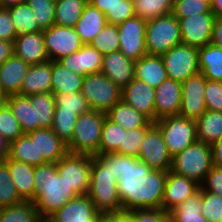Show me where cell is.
Instances as JSON below:
<instances>
[{
	"label": "cell",
	"instance_id": "cell-1",
	"mask_svg": "<svg viewBox=\"0 0 222 222\" xmlns=\"http://www.w3.org/2000/svg\"><path fill=\"white\" fill-rule=\"evenodd\" d=\"M118 180L122 213L135 209L161 208L167 171L152 170L136 157L109 153L102 155Z\"/></svg>",
	"mask_w": 222,
	"mask_h": 222
},
{
	"label": "cell",
	"instance_id": "cell-2",
	"mask_svg": "<svg viewBox=\"0 0 222 222\" xmlns=\"http://www.w3.org/2000/svg\"><path fill=\"white\" fill-rule=\"evenodd\" d=\"M35 195L32 202L39 217L52 215L69 200L78 197L58 174L56 163L34 166Z\"/></svg>",
	"mask_w": 222,
	"mask_h": 222
},
{
	"label": "cell",
	"instance_id": "cell-3",
	"mask_svg": "<svg viewBox=\"0 0 222 222\" xmlns=\"http://www.w3.org/2000/svg\"><path fill=\"white\" fill-rule=\"evenodd\" d=\"M118 180L111 171V164L102 156H92L88 196L100 214L122 213Z\"/></svg>",
	"mask_w": 222,
	"mask_h": 222
},
{
	"label": "cell",
	"instance_id": "cell-4",
	"mask_svg": "<svg viewBox=\"0 0 222 222\" xmlns=\"http://www.w3.org/2000/svg\"><path fill=\"white\" fill-rule=\"evenodd\" d=\"M106 113L91 110L77 117L72 139L66 144L68 153L98 155Z\"/></svg>",
	"mask_w": 222,
	"mask_h": 222
},
{
	"label": "cell",
	"instance_id": "cell-5",
	"mask_svg": "<svg viewBox=\"0 0 222 222\" xmlns=\"http://www.w3.org/2000/svg\"><path fill=\"white\" fill-rule=\"evenodd\" d=\"M213 167L211 145L196 141L172 157L171 171L202 184Z\"/></svg>",
	"mask_w": 222,
	"mask_h": 222
},
{
	"label": "cell",
	"instance_id": "cell-6",
	"mask_svg": "<svg viewBox=\"0 0 222 222\" xmlns=\"http://www.w3.org/2000/svg\"><path fill=\"white\" fill-rule=\"evenodd\" d=\"M145 42L147 54L160 56L182 44L178 19L171 13L146 21Z\"/></svg>",
	"mask_w": 222,
	"mask_h": 222
},
{
	"label": "cell",
	"instance_id": "cell-7",
	"mask_svg": "<svg viewBox=\"0 0 222 222\" xmlns=\"http://www.w3.org/2000/svg\"><path fill=\"white\" fill-rule=\"evenodd\" d=\"M161 131L169 154L173 157L197 141L196 123L181 116H167L154 123Z\"/></svg>",
	"mask_w": 222,
	"mask_h": 222
},
{
	"label": "cell",
	"instance_id": "cell-8",
	"mask_svg": "<svg viewBox=\"0 0 222 222\" xmlns=\"http://www.w3.org/2000/svg\"><path fill=\"white\" fill-rule=\"evenodd\" d=\"M81 92L92 110L104 113L121 101L122 94V90L101 72L85 76Z\"/></svg>",
	"mask_w": 222,
	"mask_h": 222
},
{
	"label": "cell",
	"instance_id": "cell-9",
	"mask_svg": "<svg viewBox=\"0 0 222 222\" xmlns=\"http://www.w3.org/2000/svg\"><path fill=\"white\" fill-rule=\"evenodd\" d=\"M92 156L67 153L57 163L58 174L78 196L87 195L90 188Z\"/></svg>",
	"mask_w": 222,
	"mask_h": 222
},
{
	"label": "cell",
	"instance_id": "cell-10",
	"mask_svg": "<svg viewBox=\"0 0 222 222\" xmlns=\"http://www.w3.org/2000/svg\"><path fill=\"white\" fill-rule=\"evenodd\" d=\"M169 79L183 82L200 73L198 48L180 44L161 55Z\"/></svg>",
	"mask_w": 222,
	"mask_h": 222
},
{
	"label": "cell",
	"instance_id": "cell-11",
	"mask_svg": "<svg viewBox=\"0 0 222 222\" xmlns=\"http://www.w3.org/2000/svg\"><path fill=\"white\" fill-rule=\"evenodd\" d=\"M137 158L152 170H171L172 156L168 152L160 129L154 123L145 131Z\"/></svg>",
	"mask_w": 222,
	"mask_h": 222
},
{
	"label": "cell",
	"instance_id": "cell-12",
	"mask_svg": "<svg viewBox=\"0 0 222 222\" xmlns=\"http://www.w3.org/2000/svg\"><path fill=\"white\" fill-rule=\"evenodd\" d=\"M43 38L50 61H58L62 57L73 54L83 46L74 27L52 25L43 30Z\"/></svg>",
	"mask_w": 222,
	"mask_h": 222
},
{
	"label": "cell",
	"instance_id": "cell-13",
	"mask_svg": "<svg viewBox=\"0 0 222 222\" xmlns=\"http://www.w3.org/2000/svg\"><path fill=\"white\" fill-rule=\"evenodd\" d=\"M119 31V50L128 58L137 61L147 54L145 31L146 21L138 16L127 19L117 26Z\"/></svg>",
	"mask_w": 222,
	"mask_h": 222
},
{
	"label": "cell",
	"instance_id": "cell-14",
	"mask_svg": "<svg viewBox=\"0 0 222 222\" xmlns=\"http://www.w3.org/2000/svg\"><path fill=\"white\" fill-rule=\"evenodd\" d=\"M215 18L216 16L213 13H201L187 18H177L182 44L198 49L209 44Z\"/></svg>",
	"mask_w": 222,
	"mask_h": 222
},
{
	"label": "cell",
	"instance_id": "cell-15",
	"mask_svg": "<svg viewBox=\"0 0 222 222\" xmlns=\"http://www.w3.org/2000/svg\"><path fill=\"white\" fill-rule=\"evenodd\" d=\"M207 78L201 73L182 82V103L179 116L196 120L206 111L205 86Z\"/></svg>",
	"mask_w": 222,
	"mask_h": 222
},
{
	"label": "cell",
	"instance_id": "cell-16",
	"mask_svg": "<svg viewBox=\"0 0 222 222\" xmlns=\"http://www.w3.org/2000/svg\"><path fill=\"white\" fill-rule=\"evenodd\" d=\"M199 189L200 184L196 181L168 170L161 209L170 213Z\"/></svg>",
	"mask_w": 222,
	"mask_h": 222
},
{
	"label": "cell",
	"instance_id": "cell-17",
	"mask_svg": "<svg viewBox=\"0 0 222 222\" xmlns=\"http://www.w3.org/2000/svg\"><path fill=\"white\" fill-rule=\"evenodd\" d=\"M121 100L155 123V88L134 78L122 89Z\"/></svg>",
	"mask_w": 222,
	"mask_h": 222
},
{
	"label": "cell",
	"instance_id": "cell-18",
	"mask_svg": "<svg viewBox=\"0 0 222 222\" xmlns=\"http://www.w3.org/2000/svg\"><path fill=\"white\" fill-rule=\"evenodd\" d=\"M182 83L164 80L155 89V122L167 116H178L182 103Z\"/></svg>",
	"mask_w": 222,
	"mask_h": 222
},
{
	"label": "cell",
	"instance_id": "cell-19",
	"mask_svg": "<svg viewBox=\"0 0 222 222\" xmlns=\"http://www.w3.org/2000/svg\"><path fill=\"white\" fill-rule=\"evenodd\" d=\"M101 73L122 90L135 78V61L120 50L103 55Z\"/></svg>",
	"mask_w": 222,
	"mask_h": 222
},
{
	"label": "cell",
	"instance_id": "cell-20",
	"mask_svg": "<svg viewBox=\"0 0 222 222\" xmlns=\"http://www.w3.org/2000/svg\"><path fill=\"white\" fill-rule=\"evenodd\" d=\"M14 55L30 65L49 61L43 31L17 35L13 42Z\"/></svg>",
	"mask_w": 222,
	"mask_h": 222
},
{
	"label": "cell",
	"instance_id": "cell-21",
	"mask_svg": "<svg viewBox=\"0 0 222 222\" xmlns=\"http://www.w3.org/2000/svg\"><path fill=\"white\" fill-rule=\"evenodd\" d=\"M35 141L37 149V159H45L48 163H57L67 153V145L63 142L51 128H41L26 133Z\"/></svg>",
	"mask_w": 222,
	"mask_h": 222
},
{
	"label": "cell",
	"instance_id": "cell-22",
	"mask_svg": "<svg viewBox=\"0 0 222 222\" xmlns=\"http://www.w3.org/2000/svg\"><path fill=\"white\" fill-rule=\"evenodd\" d=\"M100 213L88 195L69 200L51 216L59 222H97Z\"/></svg>",
	"mask_w": 222,
	"mask_h": 222
},
{
	"label": "cell",
	"instance_id": "cell-23",
	"mask_svg": "<svg viewBox=\"0 0 222 222\" xmlns=\"http://www.w3.org/2000/svg\"><path fill=\"white\" fill-rule=\"evenodd\" d=\"M30 68L14 54L0 65V90L8 97L20 95L23 80Z\"/></svg>",
	"mask_w": 222,
	"mask_h": 222
},
{
	"label": "cell",
	"instance_id": "cell-24",
	"mask_svg": "<svg viewBox=\"0 0 222 222\" xmlns=\"http://www.w3.org/2000/svg\"><path fill=\"white\" fill-rule=\"evenodd\" d=\"M52 61L42 64L30 65L23 80L20 95L30 96L33 94L51 92Z\"/></svg>",
	"mask_w": 222,
	"mask_h": 222
},
{
	"label": "cell",
	"instance_id": "cell-25",
	"mask_svg": "<svg viewBox=\"0 0 222 222\" xmlns=\"http://www.w3.org/2000/svg\"><path fill=\"white\" fill-rule=\"evenodd\" d=\"M135 78L156 89L168 79L162 57L146 54L135 61Z\"/></svg>",
	"mask_w": 222,
	"mask_h": 222
},
{
	"label": "cell",
	"instance_id": "cell-26",
	"mask_svg": "<svg viewBox=\"0 0 222 222\" xmlns=\"http://www.w3.org/2000/svg\"><path fill=\"white\" fill-rule=\"evenodd\" d=\"M3 162L8 166L11 178L16 186L19 196L24 201H34V166L5 158Z\"/></svg>",
	"mask_w": 222,
	"mask_h": 222
},
{
	"label": "cell",
	"instance_id": "cell-27",
	"mask_svg": "<svg viewBox=\"0 0 222 222\" xmlns=\"http://www.w3.org/2000/svg\"><path fill=\"white\" fill-rule=\"evenodd\" d=\"M106 24L105 14L88 3L74 28L83 45H86L93 41Z\"/></svg>",
	"mask_w": 222,
	"mask_h": 222
},
{
	"label": "cell",
	"instance_id": "cell-28",
	"mask_svg": "<svg viewBox=\"0 0 222 222\" xmlns=\"http://www.w3.org/2000/svg\"><path fill=\"white\" fill-rule=\"evenodd\" d=\"M106 117L120 125L125 130L149 128L153 122L144 114L138 112L122 100L116 103L107 113Z\"/></svg>",
	"mask_w": 222,
	"mask_h": 222
},
{
	"label": "cell",
	"instance_id": "cell-29",
	"mask_svg": "<svg viewBox=\"0 0 222 222\" xmlns=\"http://www.w3.org/2000/svg\"><path fill=\"white\" fill-rule=\"evenodd\" d=\"M89 3L105 14L108 24L118 26L136 16L133 0H89Z\"/></svg>",
	"mask_w": 222,
	"mask_h": 222
},
{
	"label": "cell",
	"instance_id": "cell-30",
	"mask_svg": "<svg viewBox=\"0 0 222 222\" xmlns=\"http://www.w3.org/2000/svg\"><path fill=\"white\" fill-rule=\"evenodd\" d=\"M83 80L84 76L72 72L58 61H52L51 92L54 95L80 92Z\"/></svg>",
	"mask_w": 222,
	"mask_h": 222
},
{
	"label": "cell",
	"instance_id": "cell-31",
	"mask_svg": "<svg viewBox=\"0 0 222 222\" xmlns=\"http://www.w3.org/2000/svg\"><path fill=\"white\" fill-rule=\"evenodd\" d=\"M200 73L211 81L222 82V47L212 43L198 49Z\"/></svg>",
	"mask_w": 222,
	"mask_h": 222
},
{
	"label": "cell",
	"instance_id": "cell-32",
	"mask_svg": "<svg viewBox=\"0 0 222 222\" xmlns=\"http://www.w3.org/2000/svg\"><path fill=\"white\" fill-rule=\"evenodd\" d=\"M6 104L16 117L24 134L40 129L39 123H35L34 107L28 96L19 94L8 96Z\"/></svg>",
	"mask_w": 222,
	"mask_h": 222
},
{
	"label": "cell",
	"instance_id": "cell-33",
	"mask_svg": "<svg viewBox=\"0 0 222 222\" xmlns=\"http://www.w3.org/2000/svg\"><path fill=\"white\" fill-rule=\"evenodd\" d=\"M195 123L197 141L212 145L222 137V112L206 110Z\"/></svg>",
	"mask_w": 222,
	"mask_h": 222
},
{
	"label": "cell",
	"instance_id": "cell-34",
	"mask_svg": "<svg viewBox=\"0 0 222 222\" xmlns=\"http://www.w3.org/2000/svg\"><path fill=\"white\" fill-rule=\"evenodd\" d=\"M7 158L32 166H40L48 163L45 159H37L35 141H31L26 134L9 143Z\"/></svg>",
	"mask_w": 222,
	"mask_h": 222
},
{
	"label": "cell",
	"instance_id": "cell-35",
	"mask_svg": "<svg viewBox=\"0 0 222 222\" xmlns=\"http://www.w3.org/2000/svg\"><path fill=\"white\" fill-rule=\"evenodd\" d=\"M126 130L105 117L98 155L118 153L123 155V139Z\"/></svg>",
	"mask_w": 222,
	"mask_h": 222
},
{
	"label": "cell",
	"instance_id": "cell-36",
	"mask_svg": "<svg viewBox=\"0 0 222 222\" xmlns=\"http://www.w3.org/2000/svg\"><path fill=\"white\" fill-rule=\"evenodd\" d=\"M170 214L171 222H208L201 210V186L197 192L174 208Z\"/></svg>",
	"mask_w": 222,
	"mask_h": 222
},
{
	"label": "cell",
	"instance_id": "cell-37",
	"mask_svg": "<svg viewBox=\"0 0 222 222\" xmlns=\"http://www.w3.org/2000/svg\"><path fill=\"white\" fill-rule=\"evenodd\" d=\"M89 0H56L55 25L75 27Z\"/></svg>",
	"mask_w": 222,
	"mask_h": 222
},
{
	"label": "cell",
	"instance_id": "cell-38",
	"mask_svg": "<svg viewBox=\"0 0 222 222\" xmlns=\"http://www.w3.org/2000/svg\"><path fill=\"white\" fill-rule=\"evenodd\" d=\"M34 107L35 123L41 128H51L55 113V99L52 92L28 96Z\"/></svg>",
	"mask_w": 222,
	"mask_h": 222
},
{
	"label": "cell",
	"instance_id": "cell-39",
	"mask_svg": "<svg viewBox=\"0 0 222 222\" xmlns=\"http://www.w3.org/2000/svg\"><path fill=\"white\" fill-rule=\"evenodd\" d=\"M8 9L17 35L43 31L27 2L8 7Z\"/></svg>",
	"mask_w": 222,
	"mask_h": 222
},
{
	"label": "cell",
	"instance_id": "cell-40",
	"mask_svg": "<svg viewBox=\"0 0 222 222\" xmlns=\"http://www.w3.org/2000/svg\"><path fill=\"white\" fill-rule=\"evenodd\" d=\"M135 14L148 21L173 12L172 0H133Z\"/></svg>",
	"mask_w": 222,
	"mask_h": 222
},
{
	"label": "cell",
	"instance_id": "cell-41",
	"mask_svg": "<svg viewBox=\"0 0 222 222\" xmlns=\"http://www.w3.org/2000/svg\"><path fill=\"white\" fill-rule=\"evenodd\" d=\"M0 222H40V217L35 205L31 201H24L0 208Z\"/></svg>",
	"mask_w": 222,
	"mask_h": 222
},
{
	"label": "cell",
	"instance_id": "cell-42",
	"mask_svg": "<svg viewBox=\"0 0 222 222\" xmlns=\"http://www.w3.org/2000/svg\"><path fill=\"white\" fill-rule=\"evenodd\" d=\"M24 202L19 196L11 178L8 166L0 162V208L17 205Z\"/></svg>",
	"mask_w": 222,
	"mask_h": 222
},
{
	"label": "cell",
	"instance_id": "cell-43",
	"mask_svg": "<svg viewBox=\"0 0 222 222\" xmlns=\"http://www.w3.org/2000/svg\"><path fill=\"white\" fill-rule=\"evenodd\" d=\"M90 45L103 55L119 51L120 40L117 26L107 23Z\"/></svg>",
	"mask_w": 222,
	"mask_h": 222
},
{
	"label": "cell",
	"instance_id": "cell-44",
	"mask_svg": "<svg viewBox=\"0 0 222 222\" xmlns=\"http://www.w3.org/2000/svg\"><path fill=\"white\" fill-rule=\"evenodd\" d=\"M55 108L61 111L75 112L78 116L91 111V107L82 92L55 94Z\"/></svg>",
	"mask_w": 222,
	"mask_h": 222
},
{
	"label": "cell",
	"instance_id": "cell-45",
	"mask_svg": "<svg viewBox=\"0 0 222 222\" xmlns=\"http://www.w3.org/2000/svg\"><path fill=\"white\" fill-rule=\"evenodd\" d=\"M77 117L75 112L61 111V108H55L51 129L66 144L72 139Z\"/></svg>",
	"mask_w": 222,
	"mask_h": 222
},
{
	"label": "cell",
	"instance_id": "cell-46",
	"mask_svg": "<svg viewBox=\"0 0 222 222\" xmlns=\"http://www.w3.org/2000/svg\"><path fill=\"white\" fill-rule=\"evenodd\" d=\"M42 30L55 25L56 0H26Z\"/></svg>",
	"mask_w": 222,
	"mask_h": 222
},
{
	"label": "cell",
	"instance_id": "cell-47",
	"mask_svg": "<svg viewBox=\"0 0 222 222\" xmlns=\"http://www.w3.org/2000/svg\"><path fill=\"white\" fill-rule=\"evenodd\" d=\"M201 210L208 222H221L222 197L201 187Z\"/></svg>",
	"mask_w": 222,
	"mask_h": 222
},
{
	"label": "cell",
	"instance_id": "cell-48",
	"mask_svg": "<svg viewBox=\"0 0 222 222\" xmlns=\"http://www.w3.org/2000/svg\"><path fill=\"white\" fill-rule=\"evenodd\" d=\"M0 134L8 143L15 141L24 134L7 104L0 108Z\"/></svg>",
	"mask_w": 222,
	"mask_h": 222
},
{
	"label": "cell",
	"instance_id": "cell-49",
	"mask_svg": "<svg viewBox=\"0 0 222 222\" xmlns=\"http://www.w3.org/2000/svg\"><path fill=\"white\" fill-rule=\"evenodd\" d=\"M201 13H212L207 0H179L174 3L172 14L176 18H187Z\"/></svg>",
	"mask_w": 222,
	"mask_h": 222
},
{
	"label": "cell",
	"instance_id": "cell-50",
	"mask_svg": "<svg viewBox=\"0 0 222 222\" xmlns=\"http://www.w3.org/2000/svg\"><path fill=\"white\" fill-rule=\"evenodd\" d=\"M126 213L133 222H171V214L161 208L135 209Z\"/></svg>",
	"mask_w": 222,
	"mask_h": 222
},
{
	"label": "cell",
	"instance_id": "cell-51",
	"mask_svg": "<svg viewBox=\"0 0 222 222\" xmlns=\"http://www.w3.org/2000/svg\"><path fill=\"white\" fill-rule=\"evenodd\" d=\"M204 97L206 110L222 112V82L207 80Z\"/></svg>",
	"mask_w": 222,
	"mask_h": 222
},
{
	"label": "cell",
	"instance_id": "cell-52",
	"mask_svg": "<svg viewBox=\"0 0 222 222\" xmlns=\"http://www.w3.org/2000/svg\"><path fill=\"white\" fill-rule=\"evenodd\" d=\"M147 129L148 128L126 130L123 139V155L138 157V152Z\"/></svg>",
	"mask_w": 222,
	"mask_h": 222
},
{
	"label": "cell",
	"instance_id": "cell-53",
	"mask_svg": "<svg viewBox=\"0 0 222 222\" xmlns=\"http://www.w3.org/2000/svg\"><path fill=\"white\" fill-rule=\"evenodd\" d=\"M103 54L90 44L84 45L85 76L100 73Z\"/></svg>",
	"mask_w": 222,
	"mask_h": 222
},
{
	"label": "cell",
	"instance_id": "cell-54",
	"mask_svg": "<svg viewBox=\"0 0 222 222\" xmlns=\"http://www.w3.org/2000/svg\"><path fill=\"white\" fill-rule=\"evenodd\" d=\"M64 67L85 77L84 45L71 55L58 60Z\"/></svg>",
	"mask_w": 222,
	"mask_h": 222
},
{
	"label": "cell",
	"instance_id": "cell-55",
	"mask_svg": "<svg viewBox=\"0 0 222 222\" xmlns=\"http://www.w3.org/2000/svg\"><path fill=\"white\" fill-rule=\"evenodd\" d=\"M200 186L222 197V168L213 166Z\"/></svg>",
	"mask_w": 222,
	"mask_h": 222
},
{
	"label": "cell",
	"instance_id": "cell-56",
	"mask_svg": "<svg viewBox=\"0 0 222 222\" xmlns=\"http://www.w3.org/2000/svg\"><path fill=\"white\" fill-rule=\"evenodd\" d=\"M16 30L8 8L0 7V40L12 41L16 38Z\"/></svg>",
	"mask_w": 222,
	"mask_h": 222
},
{
	"label": "cell",
	"instance_id": "cell-57",
	"mask_svg": "<svg viewBox=\"0 0 222 222\" xmlns=\"http://www.w3.org/2000/svg\"><path fill=\"white\" fill-rule=\"evenodd\" d=\"M210 43L222 47V17H216Z\"/></svg>",
	"mask_w": 222,
	"mask_h": 222
},
{
	"label": "cell",
	"instance_id": "cell-58",
	"mask_svg": "<svg viewBox=\"0 0 222 222\" xmlns=\"http://www.w3.org/2000/svg\"><path fill=\"white\" fill-rule=\"evenodd\" d=\"M211 149L213 166L222 168V137L211 145Z\"/></svg>",
	"mask_w": 222,
	"mask_h": 222
},
{
	"label": "cell",
	"instance_id": "cell-59",
	"mask_svg": "<svg viewBox=\"0 0 222 222\" xmlns=\"http://www.w3.org/2000/svg\"><path fill=\"white\" fill-rule=\"evenodd\" d=\"M14 54L13 42L0 40V65Z\"/></svg>",
	"mask_w": 222,
	"mask_h": 222
},
{
	"label": "cell",
	"instance_id": "cell-60",
	"mask_svg": "<svg viewBox=\"0 0 222 222\" xmlns=\"http://www.w3.org/2000/svg\"><path fill=\"white\" fill-rule=\"evenodd\" d=\"M97 222H121V213L101 214Z\"/></svg>",
	"mask_w": 222,
	"mask_h": 222
},
{
	"label": "cell",
	"instance_id": "cell-61",
	"mask_svg": "<svg viewBox=\"0 0 222 222\" xmlns=\"http://www.w3.org/2000/svg\"><path fill=\"white\" fill-rule=\"evenodd\" d=\"M9 143L0 134V161H3L8 156Z\"/></svg>",
	"mask_w": 222,
	"mask_h": 222
},
{
	"label": "cell",
	"instance_id": "cell-62",
	"mask_svg": "<svg viewBox=\"0 0 222 222\" xmlns=\"http://www.w3.org/2000/svg\"><path fill=\"white\" fill-rule=\"evenodd\" d=\"M211 12L216 17H222V0H213L211 2Z\"/></svg>",
	"mask_w": 222,
	"mask_h": 222
},
{
	"label": "cell",
	"instance_id": "cell-63",
	"mask_svg": "<svg viewBox=\"0 0 222 222\" xmlns=\"http://www.w3.org/2000/svg\"><path fill=\"white\" fill-rule=\"evenodd\" d=\"M25 2L26 0H0V5L2 8H8Z\"/></svg>",
	"mask_w": 222,
	"mask_h": 222
},
{
	"label": "cell",
	"instance_id": "cell-64",
	"mask_svg": "<svg viewBox=\"0 0 222 222\" xmlns=\"http://www.w3.org/2000/svg\"><path fill=\"white\" fill-rule=\"evenodd\" d=\"M40 222H59V221L54 219L51 215H48V216L41 217Z\"/></svg>",
	"mask_w": 222,
	"mask_h": 222
},
{
	"label": "cell",
	"instance_id": "cell-65",
	"mask_svg": "<svg viewBox=\"0 0 222 222\" xmlns=\"http://www.w3.org/2000/svg\"><path fill=\"white\" fill-rule=\"evenodd\" d=\"M7 96L0 90V108L6 104Z\"/></svg>",
	"mask_w": 222,
	"mask_h": 222
},
{
	"label": "cell",
	"instance_id": "cell-66",
	"mask_svg": "<svg viewBox=\"0 0 222 222\" xmlns=\"http://www.w3.org/2000/svg\"><path fill=\"white\" fill-rule=\"evenodd\" d=\"M121 222H133L126 212L121 213Z\"/></svg>",
	"mask_w": 222,
	"mask_h": 222
}]
</instances>
